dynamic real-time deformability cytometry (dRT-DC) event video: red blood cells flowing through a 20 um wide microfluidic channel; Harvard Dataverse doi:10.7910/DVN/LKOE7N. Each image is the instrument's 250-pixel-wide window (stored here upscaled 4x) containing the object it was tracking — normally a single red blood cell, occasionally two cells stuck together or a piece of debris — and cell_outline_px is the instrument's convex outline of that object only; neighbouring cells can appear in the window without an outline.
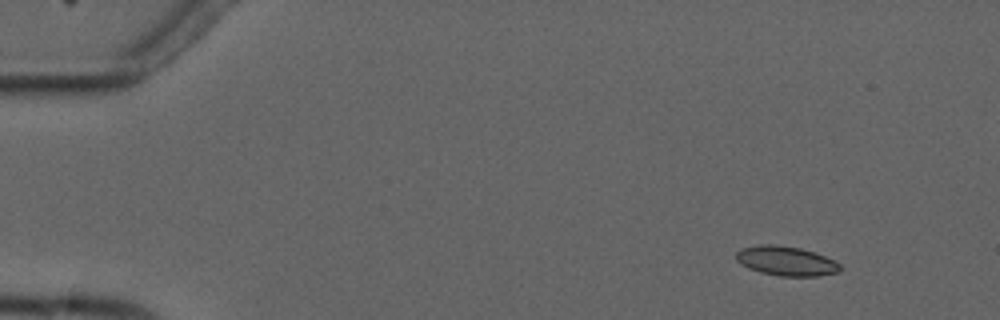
{"species": "common noctule bat (a hibernating species)", "species_latin": "Nyctalus noctula", "temperature_condition": "cold", "stored_images_in_passage": 6, "camera_frame_rate_fps": 3000, "um_per_image_px": 0.085, "animal": {"sex": "male", "forearm_length_mm": 52.5}, "frame": {"image": 1, "passage_image": 2, "time_ms": 1.333, "image_size_px": [1000, 320], "cell_outline_px": [[840, 272], [816, 276], [780, 276], [760, 272], [748, 268], [736, 260], [736, 252], [740, 248], [760, 244], [776, 244], [800, 248], [824, 256], [840, 264]], "centroid_in_image_um": [66.78, 22.18], "position_along_channel_um": 18.2, "area_um2": 17.8}}